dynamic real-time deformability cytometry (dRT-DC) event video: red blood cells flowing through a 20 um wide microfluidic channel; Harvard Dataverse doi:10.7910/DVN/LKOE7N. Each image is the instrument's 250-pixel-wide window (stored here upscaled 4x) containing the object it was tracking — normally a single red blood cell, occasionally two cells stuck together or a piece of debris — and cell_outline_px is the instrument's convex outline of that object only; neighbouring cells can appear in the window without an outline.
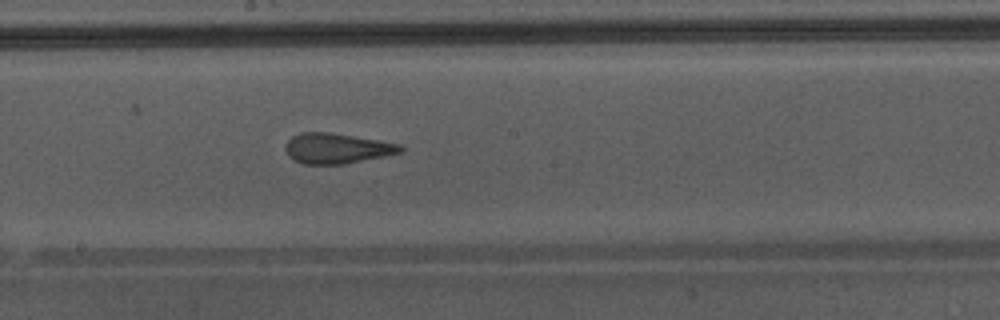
{"species": "Egyptian fruit bat (a non-hibernating species)", "species_latin": "Rousettus aegyptiacus", "temperature_condition": "warm", "stored_images_in_passage": 48, "camera_frame_rate_fps": 3000, "um_per_image_px": 0.085, "animal": {"sex": "male"}, "frame": {"image": 1, "passage_image": 28, "time_ms": 9.0, "image_size_px": [1000, 320], "cell_outline_px": [[404, 152], [344, 164], [304, 164], [288, 156], [284, 148], [288, 140], [292, 136], [300, 132], [332, 132], [400, 144], [404, 148]], "centroid_in_image_um": [28.63, 12.6], "position_along_channel_um": 219.6, "area_um2": 20.35}, "authors_computed_cell_mechanics": {"area_um2": 23.12, "velocity_mm_per_s": 4.356, "shape_relaxation_time_tau1_ms": null, "shape_relaxation_time_tau2_ms": 1.0886, "deformation_change_tau1": null, "deformation_change_tau2": 0.0745}}